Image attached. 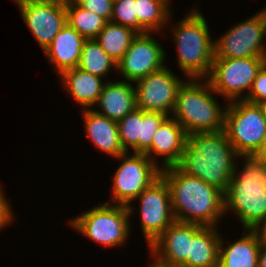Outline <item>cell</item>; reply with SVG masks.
I'll return each instance as SVG.
<instances>
[{"instance_id":"obj_1","label":"cell","mask_w":266,"mask_h":267,"mask_svg":"<svg viewBox=\"0 0 266 267\" xmlns=\"http://www.w3.org/2000/svg\"><path fill=\"white\" fill-rule=\"evenodd\" d=\"M168 183L176 221L218 227L225 216L224 192L177 166L161 170Z\"/></svg>"},{"instance_id":"obj_2","label":"cell","mask_w":266,"mask_h":267,"mask_svg":"<svg viewBox=\"0 0 266 267\" xmlns=\"http://www.w3.org/2000/svg\"><path fill=\"white\" fill-rule=\"evenodd\" d=\"M239 155L223 131L199 132L187 136L183 155L176 165L224 193L230 186Z\"/></svg>"},{"instance_id":"obj_3","label":"cell","mask_w":266,"mask_h":267,"mask_svg":"<svg viewBox=\"0 0 266 267\" xmlns=\"http://www.w3.org/2000/svg\"><path fill=\"white\" fill-rule=\"evenodd\" d=\"M196 6H192L179 22L174 23L171 15L165 32L169 30L172 35L177 68L184 77L208 78L214 59V39L206 17Z\"/></svg>"},{"instance_id":"obj_4","label":"cell","mask_w":266,"mask_h":267,"mask_svg":"<svg viewBox=\"0 0 266 267\" xmlns=\"http://www.w3.org/2000/svg\"><path fill=\"white\" fill-rule=\"evenodd\" d=\"M265 169L266 163L254 156H239L224 193L226 217L233 212L243 230H255L266 216Z\"/></svg>"},{"instance_id":"obj_5","label":"cell","mask_w":266,"mask_h":267,"mask_svg":"<svg viewBox=\"0 0 266 267\" xmlns=\"http://www.w3.org/2000/svg\"><path fill=\"white\" fill-rule=\"evenodd\" d=\"M218 96L207 78H187L178 90L171 117L187 135L223 131L228 103L220 105Z\"/></svg>"},{"instance_id":"obj_6","label":"cell","mask_w":266,"mask_h":267,"mask_svg":"<svg viewBox=\"0 0 266 267\" xmlns=\"http://www.w3.org/2000/svg\"><path fill=\"white\" fill-rule=\"evenodd\" d=\"M79 214L67 220L68 226L90 239L89 242L105 248L127 246L129 243L133 220L127 206L99 202Z\"/></svg>"},{"instance_id":"obj_7","label":"cell","mask_w":266,"mask_h":267,"mask_svg":"<svg viewBox=\"0 0 266 267\" xmlns=\"http://www.w3.org/2000/svg\"><path fill=\"white\" fill-rule=\"evenodd\" d=\"M114 159L120 163L114 169L111 196L105 203L125 205L133 217L138 210L133 200L161 176V169L142 153L125 152Z\"/></svg>"},{"instance_id":"obj_8","label":"cell","mask_w":266,"mask_h":267,"mask_svg":"<svg viewBox=\"0 0 266 267\" xmlns=\"http://www.w3.org/2000/svg\"><path fill=\"white\" fill-rule=\"evenodd\" d=\"M224 132L239 156H254L266 136V117L256 103L230 102L225 111Z\"/></svg>"},{"instance_id":"obj_9","label":"cell","mask_w":266,"mask_h":267,"mask_svg":"<svg viewBox=\"0 0 266 267\" xmlns=\"http://www.w3.org/2000/svg\"><path fill=\"white\" fill-rule=\"evenodd\" d=\"M265 64L266 57L214 58L207 79L225 103L245 100Z\"/></svg>"},{"instance_id":"obj_10","label":"cell","mask_w":266,"mask_h":267,"mask_svg":"<svg viewBox=\"0 0 266 267\" xmlns=\"http://www.w3.org/2000/svg\"><path fill=\"white\" fill-rule=\"evenodd\" d=\"M266 7L214 38V58L266 57Z\"/></svg>"},{"instance_id":"obj_11","label":"cell","mask_w":266,"mask_h":267,"mask_svg":"<svg viewBox=\"0 0 266 267\" xmlns=\"http://www.w3.org/2000/svg\"><path fill=\"white\" fill-rule=\"evenodd\" d=\"M141 233L147 248L175 221L168 183L160 176L136 199Z\"/></svg>"},{"instance_id":"obj_12","label":"cell","mask_w":266,"mask_h":267,"mask_svg":"<svg viewBox=\"0 0 266 267\" xmlns=\"http://www.w3.org/2000/svg\"><path fill=\"white\" fill-rule=\"evenodd\" d=\"M169 66L150 73L134 84L136 108L171 117L180 86L187 79L176 75Z\"/></svg>"},{"instance_id":"obj_13","label":"cell","mask_w":266,"mask_h":267,"mask_svg":"<svg viewBox=\"0 0 266 267\" xmlns=\"http://www.w3.org/2000/svg\"><path fill=\"white\" fill-rule=\"evenodd\" d=\"M15 5L43 52L66 24L65 0H20Z\"/></svg>"},{"instance_id":"obj_14","label":"cell","mask_w":266,"mask_h":267,"mask_svg":"<svg viewBox=\"0 0 266 267\" xmlns=\"http://www.w3.org/2000/svg\"><path fill=\"white\" fill-rule=\"evenodd\" d=\"M152 34L157 32L138 33L117 63L116 72L123 76L122 80L135 83L167 65L166 49Z\"/></svg>"},{"instance_id":"obj_15","label":"cell","mask_w":266,"mask_h":267,"mask_svg":"<svg viewBox=\"0 0 266 267\" xmlns=\"http://www.w3.org/2000/svg\"><path fill=\"white\" fill-rule=\"evenodd\" d=\"M199 224L174 221L147 249L149 263L145 267H187L190 242L203 228Z\"/></svg>"},{"instance_id":"obj_16","label":"cell","mask_w":266,"mask_h":267,"mask_svg":"<svg viewBox=\"0 0 266 267\" xmlns=\"http://www.w3.org/2000/svg\"><path fill=\"white\" fill-rule=\"evenodd\" d=\"M169 116L159 112H145L135 108L117 122L119 139L125 152L145 154L153 135Z\"/></svg>"},{"instance_id":"obj_17","label":"cell","mask_w":266,"mask_h":267,"mask_svg":"<svg viewBox=\"0 0 266 267\" xmlns=\"http://www.w3.org/2000/svg\"><path fill=\"white\" fill-rule=\"evenodd\" d=\"M187 136L184 128L168 117L153 135L151 148L145 155L161 170L176 166L183 155Z\"/></svg>"},{"instance_id":"obj_18","label":"cell","mask_w":266,"mask_h":267,"mask_svg":"<svg viewBox=\"0 0 266 267\" xmlns=\"http://www.w3.org/2000/svg\"><path fill=\"white\" fill-rule=\"evenodd\" d=\"M85 40L66 23L54 37L53 42L46 47L43 53L57 76L64 70L78 66Z\"/></svg>"},{"instance_id":"obj_19","label":"cell","mask_w":266,"mask_h":267,"mask_svg":"<svg viewBox=\"0 0 266 267\" xmlns=\"http://www.w3.org/2000/svg\"><path fill=\"white\" fill-rule=\"evenodd\" d=\"M136 108L135 88L132 82L108 80L103 86L96 105V113L118 122Z\"/></svg>"},{"instance_id":"obj_20","label":"cell","mask_w":266,"mask_h":267,"mask_svg":"<svg viewBox=\"0 0 266 267\" xmlns=\"http://www.w3.org/2000/svg\"><path fill=\"white\" fill-rule=\"evenodd\" d=\"M85 134L96 149L107 154L111 159L125 153L119 139L118 124L93 109L80 110Z\"/></svg>"},{"instance_id":"obj_21","label":"cell","mask_w":266,"mask_h":267,"mask_svg":"<svg viewBox=\"0 0 266 267\" xmlns=\"http://www.w3.org/2000/svg\"><path fill=\"white\" fill-rule=\"evenodd\" d=\"M61 87L72 100L80 106V110L92 109L102 92L106 83L104 78L85 72L80 68H70L64 70L59 75Z\"/></svg>"},{"instance_id":"obj_22","label":"cell","mask_w":266,"mask_h":267,"mask_svg":"<svg viewBox=\"0 0 266 267\" xmlns=\"http://www.w3.org/2000/svg\"><path fill=\"white\" fill-rule=\"evenodd\" d=\"M240 238L228 243L221 233L218 267H258L261 238L255 230L244 229Z\"/></svg>"},{"instance_id":"obj_23","label":"cell","mask_w":266,"mask_h":267,"mask_svg":"<svg viewBox=\"0 0 266 267\" xmlns=\"http://www.w3.org/2000/svg\"><path fill=\"white\" fill-rule=\"evenodd\" d=\"M218 227L204 226L190 242L187 267H218L221 234Z\"/></svg>"},{"instance_id":"obj_24","label":"cell","mask_w":266,"mask_h":267,"mask_svg":"<svg viewBox=\"0 0 266 267\" xmlns=\"http://www.w3.org/2000/svg\"><path fill=\"white\" fill-rule=\"evenodd\" d=\"M172 0H136L137 32L165 34L172 12ZM171 7V8H170Z\"/></svg>"},{"instance_id":"obj_25","label":"cell","mask_w":266,"mask_h":267,"mask_svg":"<svg viewBox=\"0 0 266 267\" xmlns=\"http://www.w3.org/2000/svg\"><path fill=\"white\" fill-rule=\"evenodd\" d=\"M137 34L138 32L130 27L108 21L96 40L104 51L118 63Z\"/></svg>"},{"instance_id":"obj_26","label":"cell","mask_w":266,"mask_h":267,"mask_svg":"<svg viewBox=\"0 0 266 267\" xmlns=\"http://www.w3.org/2000/svg\"><path fill=\"white\" fill-rule=\"evenodd\" d=\"M78 68L93 75L111 80L109 73L117 71V63L104 51L96 39H86L80 55Z\"/></svg>"},{"instance_id":"obj_27","label":"cell","mask_w":266,"mask_h":267,"mask_svg":"<svg viewBox=\"0 0 266 267\" xmlns=\"http://www.w3.org/2000/svg\"><path fill=\"white\" fill-rule=\"evenodd\" d=\"M65 6L66 23L85 39H96L107 21L101 16L80 7L73 0H65Z\"/></svg>"},{"instance_id":"obj_28","label":"cell","mask_w":266,"mask_h":267,"mask_svg":"<svg viewBox=\"0 0 266 267\" xmlns=\"http://www.w3.org/2000/svg\"><path fill=\"white\" fill-rule=\"evenodd\" d=\"M110 21L137 31L136 0H114Z\"/></svg>"},{"instance_id":"obj_29","label":"cell","mask_w":266,"mask_h":267,"mask_svg":"<svg viewBox=\"0 0 266 267\" xmlns=\"http://www.w3.org/2000/svg\"><path fill=\"white\" fill-rule=\"evenodd\" d=\"M80 7L101 16L107 22L111 20L114 0H73Z\"/></svg>"},{"instance_id":"obj_30","label":"cell","mask_w":266,"mask_h":267,"mask_svg":"<svg viewBox=\"0 0 266 267\" xmlns=\"http://www.w3.org/2000/svg\"><path fill=\"white\" fill-rule=\"evenodd\" d=\"M263 99H266V64L257 73L245 101L256 103Z\"/></svg>"},{"instance_id":"obj_31","label":"cell","mask_w":266,"mask_h":267,"mask_svg":"<svg viewBox=\"0 0 266 267\" xmlns=\"http://www.w3.org/2000/svg\"><path fill=\"white\" fill-rule=\"evenodd\" d=\"M3 187L4 185L0 184V232L16 221L12 204L8 201Z\"/></svg>"},{"instance_id":"obj_32","label":"cell","mask_w":266,"mask_h":267,"mask_svg":"<svg viewBox=\"0 0 266 267\" xmlns=\"http://www.w3.org/2000/svg\"><path fill=\"white\" fill-rule=\"evenodd\" d=\"M258 267H266V240L261 239L258 252Z\"/></svg>"},{"instance_id":"obj_33","label":"cell","mask_w":266,"mask_h":267,"mask_svg":"<svg viewBox=\"0 0 266 267\" xmlns=\"http://www.w3.org/2000/svg\"><path fill=\"white\" fill-rule=\"evenodd\" d=\"M254 157L264 163H266V136L263 139L260 149L256 152Z\"/></svg>"},{"instance_id":"obj_34","label":"cell","mask_w":266,"mask_h":267,"mask_svg":"<svg viewBox=\"0 0 266 267\" xmlns=\"http://www.w3.org/2000/svg\"><path fill=\"white\" fill-rule=\"evenodd\" d=\"M255 231L261 239L266 240V216L264 220L259 224V226L255 229Z\"/></svg>"},{"instance_id":"obj_35","label":"cell","mask_w":266,"mask_h":267,"mask_svg":"<svg viewBox=\"0 0 266 267\" xmlns=\"http://www.w3.org/2000/svg\"><path fill=\"white\" fill-rule=\"evenodd\" d=\"M259 107L261 113L266 117V99L256 102Z\"/></svg>"},{"instance_id":"obj_36","label":"cell","mask_w":266,"mask_h":267,"mask_svg":"<svg viewBox=\"0 0 266 267\" xmlns=\"http://www.w3.org/2000/svg\"><path fill=\"white\" fill-rule=\"evenodd\" d=\"M264 184H265V187H266V169H265V172H264Z\"/></svg>"}]
</instances>
